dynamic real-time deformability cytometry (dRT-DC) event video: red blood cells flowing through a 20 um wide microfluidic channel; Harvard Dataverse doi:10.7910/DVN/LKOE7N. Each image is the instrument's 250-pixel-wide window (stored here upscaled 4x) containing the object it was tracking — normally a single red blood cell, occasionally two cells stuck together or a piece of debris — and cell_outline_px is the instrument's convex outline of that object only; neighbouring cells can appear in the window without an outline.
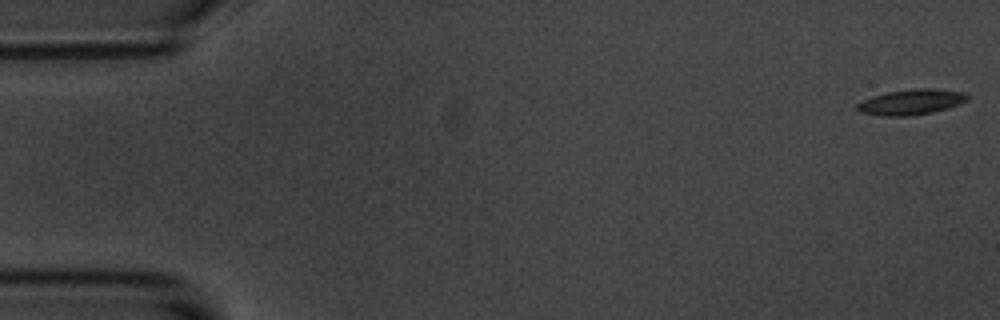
{"species": "common noctule bat (a hibernating species)", "species_latin": "Nyctalus noctula", "temperature_condition": "room temperature", "stored_images_in_passage": 5, "camera_frame_rate_fps": 3000, "um_per_image_px": 0.085, "animal": {"sex": "male", "body_mass_g": 20.1, "forearm_length_mm": 53.5}, "frame": {"image": 1, "passage_image": 1, "time_ms": 0.0, "image_size_px": [1000, 320], "cell_outline_px": [[968, 100], [960, 104], [948, 108], [932, 112], [908, 116], [884, 116], [860, 112], [856, 108], [856, 104], [872, 96], [884, 92], [916, 88], [932, 88], [968, 92]], "centroid_in_image_um": [77.48, 8.66], "position_along_channel_um": 7.5, "area_um2": 16.53}}
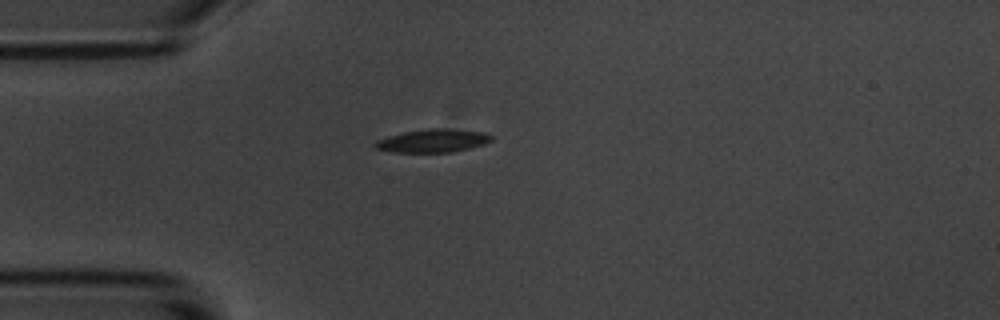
{"frame": {"image": 2, "passage_image": 5, "time_ms": 4.667, "image_size_px": [1000, 320], "cell_outline_px": [[492, 140], [484, 144], [452, 152], [392, 152], [376, 148], [372, 144], [376, 140], [388, 136], [404, 132], [428, 128], [444, 128], [484, 132], [492, 136]], "centroid_in_image_um": [36.77, 11.96], "position_along_channel_um": 48.2, "area_um2": 15.66}}